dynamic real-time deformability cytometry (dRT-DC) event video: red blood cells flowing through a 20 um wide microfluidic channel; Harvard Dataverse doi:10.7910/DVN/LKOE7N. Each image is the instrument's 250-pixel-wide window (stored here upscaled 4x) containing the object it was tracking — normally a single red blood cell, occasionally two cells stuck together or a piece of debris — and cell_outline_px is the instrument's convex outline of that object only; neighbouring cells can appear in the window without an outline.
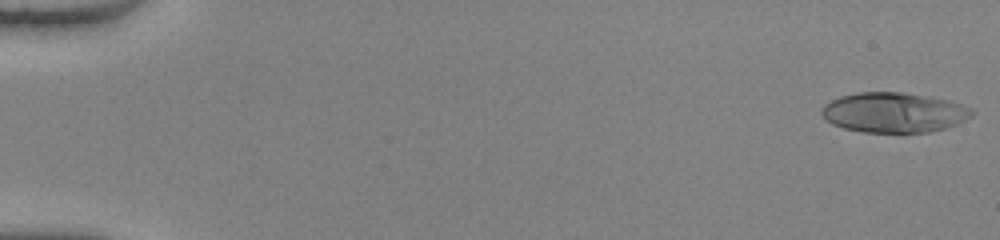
{"species": "human", "species_latin": "Homo sapiens", "temperature_condition": "warm", "stored_images_in_passage": 50, "camera_frame_rate_fps": 3000, "um_per_image_px": 0.085, "donor": {"sex": "female"}, "frame": {"image": 1, "passage_image": 1, "time_ms": 0.0, "image_size_px": [1000, 240], "cell_outline_px": [[976, 112], [972, 116], [956, 124], [944, 128], [928, 132], [864, 132], [844, 128], [832, 124], [820, 112], [820, 108], [824, 104], [840, 96], [856, 92], [904, 92], [928, 96], [948, 100], [972, 108]], "centroid_in_image_um": [75.98, 9.55], "position_along_channel_um": 9.0, "area_um2": 35.03}}
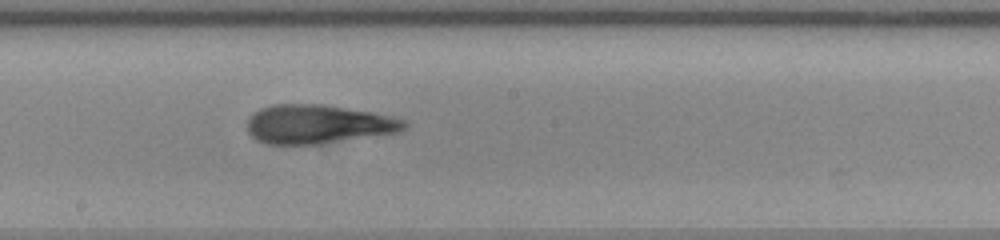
{"frame": {"image": 2, "passage_image": 29, "time_ms": 9.333, "image_size_px": [1000, 240], "cell_outline_px": [[408, 124], [400, 132], [320, 144], [264, 144], [256, 140], [248, 132], [248, 120], [252, 112], [260, 108], [272, 104], [320, 104], [372, 112], [392, 116], [404, 120]], "centroid_in_image_um": [27.01, 10.56], "position_along_channel_um": 221.2, "area_um2": 35.72}}
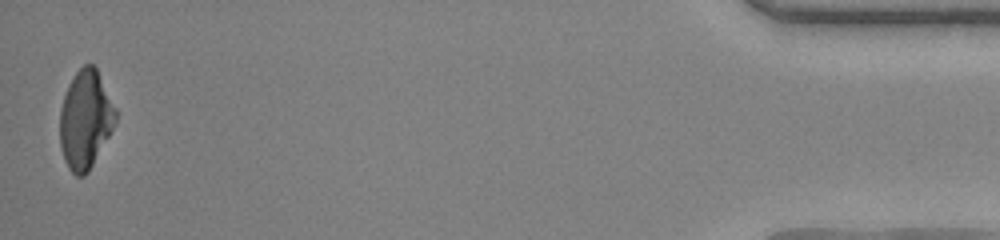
{"frame": {"image": 3, "passage_image": 50, "time_ms": 16.333, "image_size_px": [1000, 240], "cell_outline_px": [[116, 124], [88, 172], [84, 176], [76, 176], [68, 168], [64, 160], [60, 148], [60, 108], [68, 84], [76, 72], [84, 64], [92, 64], [96, 68], [116, 108]], "centroid_in_image_um": [7.25, 10.18], "position_along_channel_um": 427.9, "area_um2": 31.96}, "authors_computed_cell_mechanics": {"area_um2": 34.9112, "velocity_mm_per_s": 4.1316, "shape_relaxation_time_tau1_ms": 6.013, "shape_relaxation_time_tau2_ms": 1.7155, "deformation_change_tau1": 0.2571, "deformation_change_tau2": 0.1088}}